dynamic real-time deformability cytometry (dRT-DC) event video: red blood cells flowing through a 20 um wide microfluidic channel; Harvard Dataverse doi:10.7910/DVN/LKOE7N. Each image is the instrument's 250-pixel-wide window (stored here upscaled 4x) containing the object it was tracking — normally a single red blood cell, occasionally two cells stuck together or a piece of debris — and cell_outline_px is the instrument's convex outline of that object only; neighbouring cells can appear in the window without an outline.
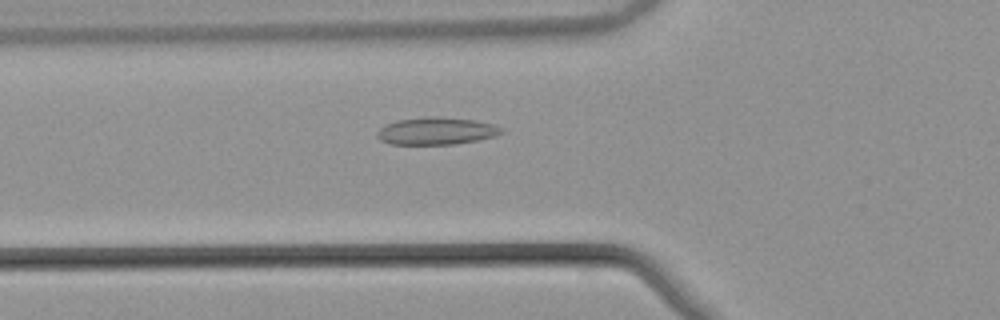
{"species": "common noctule bat (a hibernating species)", "species_latin": "Nyctalus noctula", "temperature_condition": "warm", "stored_images_in_passage": 49, "camera_frame_rate_fps": 3000, "um_per_image_px": 0.085, "animal": {"sex": "male", "body_mass_g": 21.5, "forearm_length_mm": 52.0}, "frame": {"image": 1, "passage_image": 15, "time_ms": 4.667, "image_size_px": [1000, 320], "cell_outline_px": [[504, 132], [496, 136], [480, 140], [456, 144], [392, 144], [380, 140], [376, 136], [376, 132], [380, 128], [396, 120], [424, 116], [440, 116], [476, 120], [496, 124], [504, 128]], "centroid_in_image_um": [37.15, 11.12], "position_along_channel_um": 88.6, "area_um2": 20.23}}
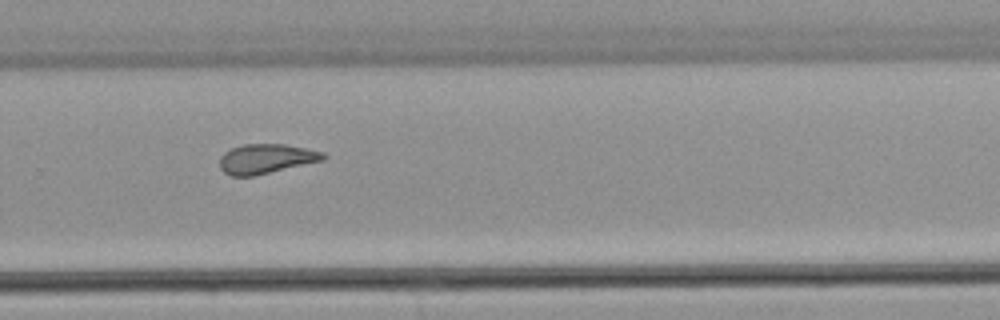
{"frame": {"image": 2, "passage_image": 32, "time_ms": 10.333, "image_size_px": [1000, 320], "cell_outline_px": [[328, 156], [324, 160], [256, 176], [232, 176], [224, 172], [220, 168], [220, 156], [224, 152], [232, 148], [244, 144], [284, 144], [324, 152]], "centroid_in_image_um": [22.63, 13.5], "position_along_channel_um": 307.2, "area_um2": 17.98}}
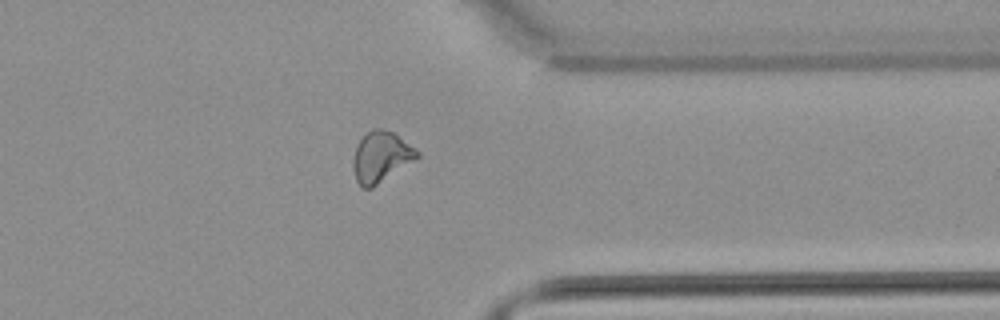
{"frame": {"image": 3, "passage_image": 38, "time_ms": 12.333, "image_size_px": [1000, 320], "cell_outline_px": [[420, 156], [372, 188], [364, 188], [356, 180], [352, 168], [352, 160], [356, 144], [372, 128], [384, 128], [392, 132], [416, 148], [420, 152]], "centroid_in_image_um": [32.36, 13.32], "position_along_channel_um": 379.0, "area_um2": 18.84}, "authors_computed_cell_mechanics": {"area_um2": 18.496, "velocity_mm_per_s": 3.8516, "shape_relaxation_time_tau1_ms": null, "shape_relaxation_time_tau2_ms": 2.1656, "deformation_change_tau1": null, "deformation_change_tau2": 0.1032}}